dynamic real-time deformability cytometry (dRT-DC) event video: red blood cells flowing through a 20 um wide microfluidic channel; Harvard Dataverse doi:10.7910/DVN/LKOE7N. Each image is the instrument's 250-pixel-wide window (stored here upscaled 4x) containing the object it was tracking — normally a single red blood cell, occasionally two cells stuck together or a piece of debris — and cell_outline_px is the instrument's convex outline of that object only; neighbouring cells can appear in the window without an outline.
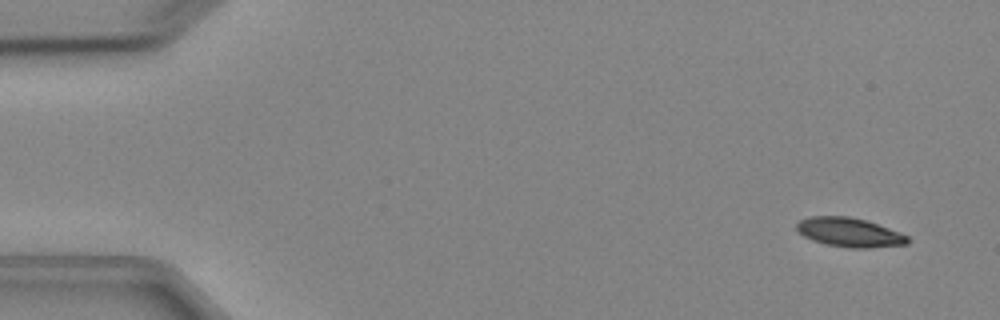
{"species": "Egyptian fruit bat (a non-hibernating species)", "species_latin": "Rousettus aegyptiacus", "temperature_condition": "cold", "stored_images_in_passage": 6, "camera_frame_rate_fps": 3000, "um_per_image_px": 0.085, "animal": {"sex": "female"}, "frame": {"image": 1, "passage_image": 2, "time_ms": 1.0, "image_size_px": [1000, 320], "cell_outline_px": [[908, 244], [868, 248], [848, 248], [824, 244], [812, 240], [796, 232], [796, 224], [800, 220], [812, 216], [848, 216], [864, 220], [900, 232], [908, 236]], "centroid_in_image_um": [72.16, 19.76], "position_along_channel_um": 12.8, "area_um2": 18.84}}